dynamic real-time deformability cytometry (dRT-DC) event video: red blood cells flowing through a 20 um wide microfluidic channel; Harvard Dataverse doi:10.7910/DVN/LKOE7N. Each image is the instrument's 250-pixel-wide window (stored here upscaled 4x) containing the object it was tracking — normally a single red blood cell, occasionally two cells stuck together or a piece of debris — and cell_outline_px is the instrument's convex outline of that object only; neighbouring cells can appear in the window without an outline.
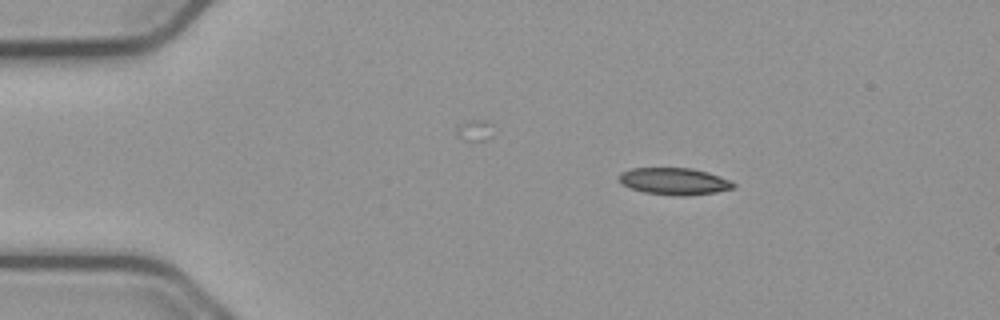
{"species": "common noctule bat (a hibernating species)", "species_latin": "Nyctalus noctula", "temperature_condition": "cold", "stored_images_in_passage": 47, "camera_frame_rate_fps": 3000, "um_per_image_px": 0.085, "animal": {"sex": "male", "body_mass_g": 23.1, "forearm_length_mm": 52.7}, "frame": {"image": 1, "passage_image": 6, "time_ms": 1.667, "image_size_px": [1000, 320], "cell_outline_px": [[736, 188], [716, 192], [688, 196], [680, 196], [644, 192], [632, 188], [624, 184], [620, 180], [620, 172], [632, 168], [692, 168], [708, 172], [732, 180], [736, 184]], "centroid_in_image_um": [57.39, 15.41], "position_along_channel_um": 27.6, "area_um2": 17.98}}
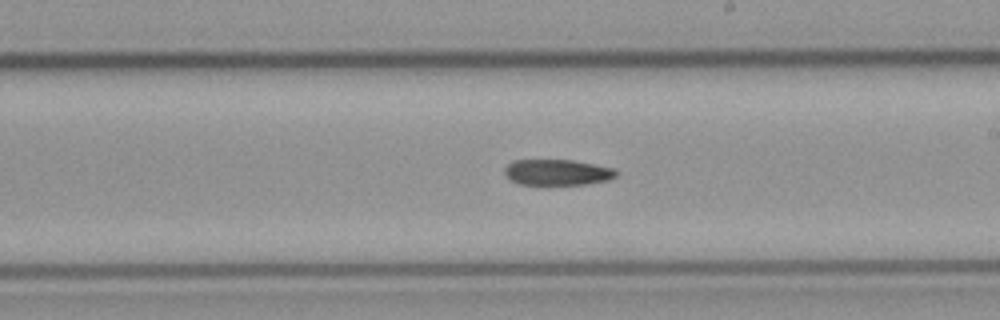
{"frame": {"image": 2, "passage_image": 28, "time_ms": 9.0, "image_size_px": [1000, 320], "cell_outline_px": [[620, 172], [616, 176], [608, 180], [588, 184], [544, 188], [540, 188], [520, 184], [508, 180], [504, 172], [504, 168], [512, 160], [572, 160], [616, 168]], "centroid_in_image_um": [47.35, 14.71], "position_along_channel_um": 241.7, "area_um2": 18.03}}
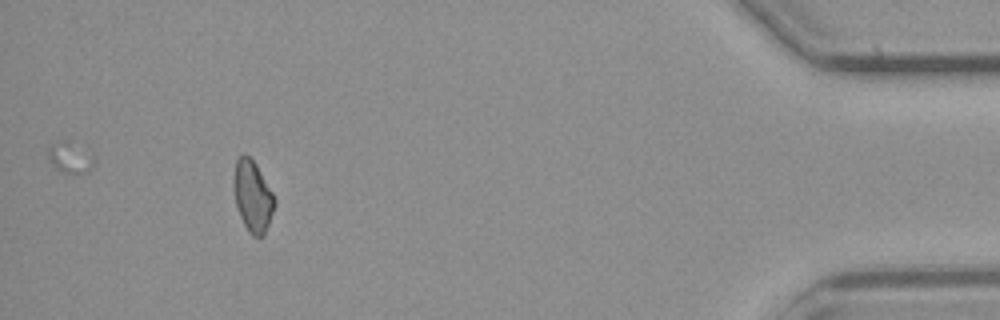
{"frame": {"image": 3, "passage_image": 47, "time_ms": 15.333, "image_size_px": [1000, 320], "cell_outline_px": [[276, 204], [264, 236], [252, 236], [248, 232], [240, 216], [236, 204], [232, 184], [232, 180], [236, 160], [244, 152], [256, 164], [272, 192], [276, 200]], "centroid_in_image_um": [21.46, 16.68], "position_along_channel_um": 413.7, "area_um2": 17.05}}